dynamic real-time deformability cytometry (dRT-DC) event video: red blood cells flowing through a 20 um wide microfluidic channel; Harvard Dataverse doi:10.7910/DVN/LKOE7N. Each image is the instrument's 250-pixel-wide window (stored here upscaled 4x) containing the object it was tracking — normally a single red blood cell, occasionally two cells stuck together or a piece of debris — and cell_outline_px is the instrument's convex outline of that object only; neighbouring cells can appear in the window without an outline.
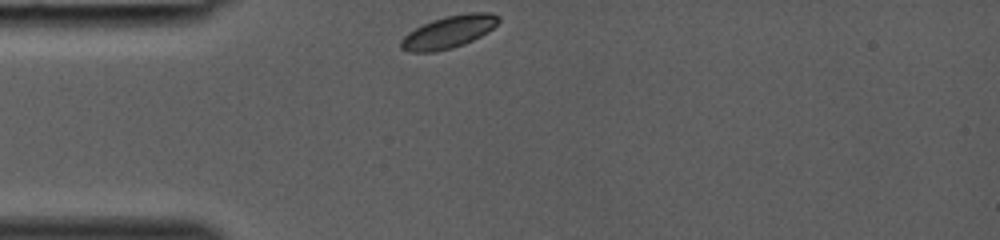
{"species": "common noctule bat (a hibernating species)", "species_latin": "Nyctalus noctula", "temperature_condition": "room temperature", "stored_images_in_passage": 25, "camera_frame_rate_fps": 3000, "um_per_image_px": 0.085, "animal": {"sex": "female", "body_mass_g": 19.0, "forearm_length_mm": 53.3}, "frame": {"image": 1, "passage_image": 1, "time_ms": 0.0, "image_size_px": [1000, 240], "cell_outline_px": [[500, 20], [488, 32], [464, 44], [452, 48], [436, 52], [408, 52], [400, 48], [400, 40], [408, 32], [432, 20], [444, 16], [468, 12], [492, 12], [500, 16]], "centroid_in_image_um": [38.14, 2.71], "position_along_channel_um": 46.9, "area_um2": 18.55}}
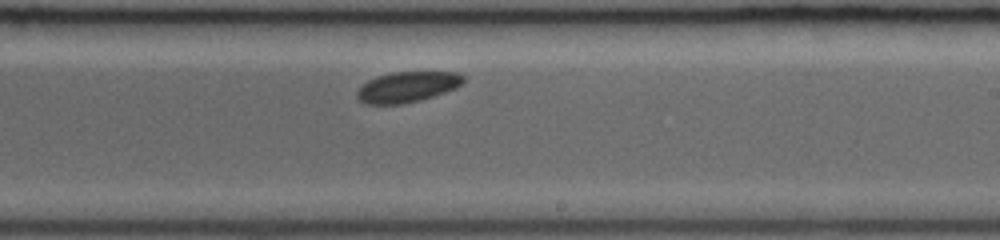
{"frame": {"image": 2, "passage_image": 15, "time_ms": 4.667, "image_size_px": [1000, 240], "cell_outline_px": [[464, 80], [456, 88], [420, 100], [404, 104], [368, 104], [360, 100], [356, 96], [356, 92], [368, 80], [376, 76], [392, 72], [456, 72], [464, 76]], "centroid_in_image_um": [34.61, 7.38], "position_along_channel_um": 254.4, "area_um2": 18.79}}
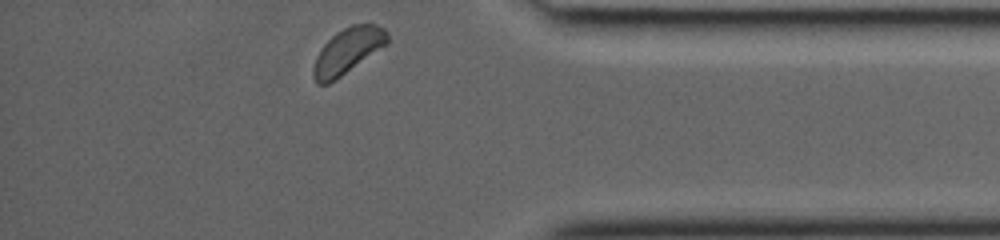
{"frame": {"image": 3, "passage_image": 25, "time_ms": 8.0, "image_size_px": [1000, 240], "cell_outline_px": [[388, 44], [328, 84], [316, 84], [312, 76], [312, 68], [316, 56], [324, 44], [336, 32], [352, 24], [376, 24], [384, 28], [388, 32]], "centroid_in_image_um": [29.55, 4.32], "position_along_channel_um": 405.7, "area_um2": 19.59}}